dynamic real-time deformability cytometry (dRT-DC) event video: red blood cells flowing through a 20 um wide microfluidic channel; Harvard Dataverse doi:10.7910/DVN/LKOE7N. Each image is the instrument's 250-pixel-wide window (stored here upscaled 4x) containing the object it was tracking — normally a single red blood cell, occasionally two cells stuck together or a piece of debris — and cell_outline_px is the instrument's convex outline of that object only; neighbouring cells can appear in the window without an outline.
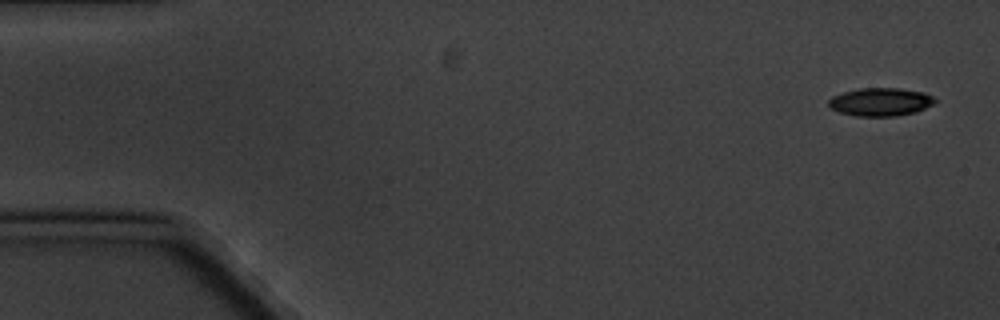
{"species": "common noctule bat (a hibernating species)", "species_latin": "Nyctalus noctula", "temperature_condition": "cold", "stored_images_in_passage": 6, "camera_frame_rate_fps": 3000, "um_per_image_px": 0.085, "animal": {"sex": "male", "body_mass_g": 20.1, "forearm_length_mm": 53.5}, "frame": {"image": 1, "passage_image": 1, "time_ms": 0.0, "image_size_px": [1000, 320], "cell_outline_px": [[936, 100], [932, 104], [916, 112], [896, 116], [856, 116], [840, 112], [832, 108], [828, 104], [828, 100], [832, 96], [844, 92], [860, 88], [900, 88], [924, 92], [932, 96]], "centroid_in_image_um": [74.84, 8.66], "position_along_channel_um": 10.2, "area_um2": 17.34}}